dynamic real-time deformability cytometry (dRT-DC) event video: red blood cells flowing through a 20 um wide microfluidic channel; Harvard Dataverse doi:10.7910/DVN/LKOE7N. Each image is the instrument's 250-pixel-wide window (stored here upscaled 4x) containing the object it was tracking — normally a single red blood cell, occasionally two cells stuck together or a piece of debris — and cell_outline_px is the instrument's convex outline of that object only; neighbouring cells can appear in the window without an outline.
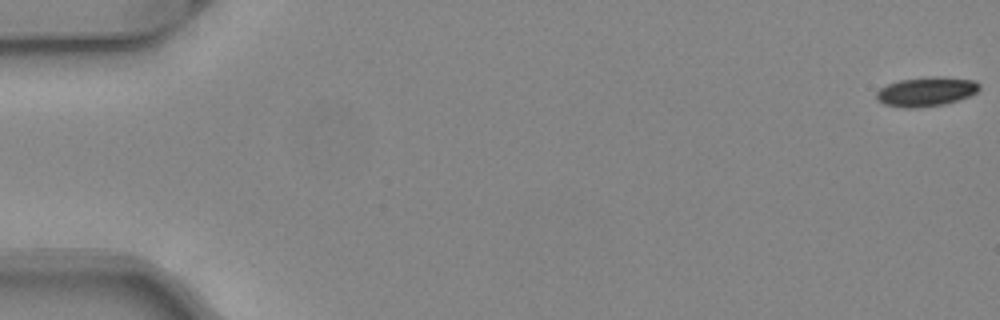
{"species": "common noctule bat (a hibernating species)", "species_latin": "Nyctalus noctula", "temperature_condition": "warm", "stored_images_in_passage": 51, "camera_frame_rate_fps": 3000, "um_per_image_px": 0.085, "animal": {"sex": "female", "body_mass_g": 24.6, "forearm_length_mm": 56.2}, "frame": {"image": 1, "passage_image": 1, "time_ms": 0.0, "image_size_px": [1000, 320], "cell_outline_px": [[980, 88], [976, 92], [960, 100], [944, 104], [916, 108], [904, 108], [884, 104], [876, 100], [876, 92], [880, 88], [888, 84], [900, 80], [928, 76], [940, 76], [976, 80], [980, 84]], "centroid_in_image_um": [78.73, 7.78], "position_along_channel_um": 6.3, "area_um2": 17.8}}
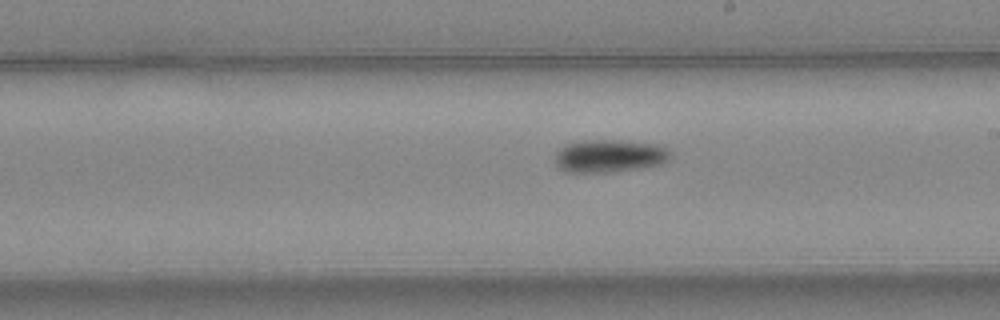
{"frame": {"image": 2, "passage_image": 30, "time_ms": 9.667, "image_size_px": [1000, 320], "cell_outline_px": [[672, 156], [664, 164], [616, 172], [564, 172], [552, 160], [556, 152], [564, 144], [584, 140], [620, 140], [660, 144], [668, 148], [672, 152]], "centroid_in_image_um": [51.83, 13.25], "position_along_channel_um": 237.2, "area_um2": 22.72}}
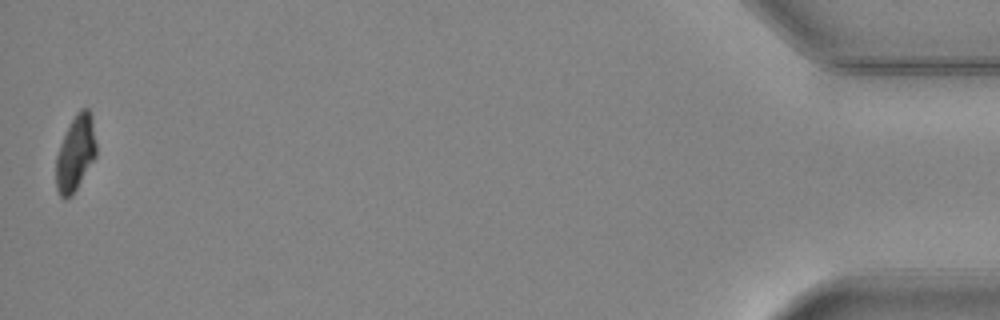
{"frame": {"image": 3, "passage_image": 51, "time_ms": 16.667, "image_size_px": [1000, 320], "cell_outline_px": [[96, 156], [72, 196], [64, 200], [60, 196], [56, 188], [56, 156], [60, 144], [76, 112], [80, 108], [88, 108], [92, 116], [96, 144]], "centroid_in_image_um": [6.41, 13.04], "position_along_channel_um": 428.8, "area_um2": 17.69}, "authors_computed_cell_mechanics": {"area_um2": 19.7676, "velocity_mm_per_s": 4.0806, "shape_relaxation_time_tau1_ms": 3.5368, "shape_relaxation_time_tau2_ms": null, "deformation_change_tau1": 0.1359, "deformation_change_tau2": null}}